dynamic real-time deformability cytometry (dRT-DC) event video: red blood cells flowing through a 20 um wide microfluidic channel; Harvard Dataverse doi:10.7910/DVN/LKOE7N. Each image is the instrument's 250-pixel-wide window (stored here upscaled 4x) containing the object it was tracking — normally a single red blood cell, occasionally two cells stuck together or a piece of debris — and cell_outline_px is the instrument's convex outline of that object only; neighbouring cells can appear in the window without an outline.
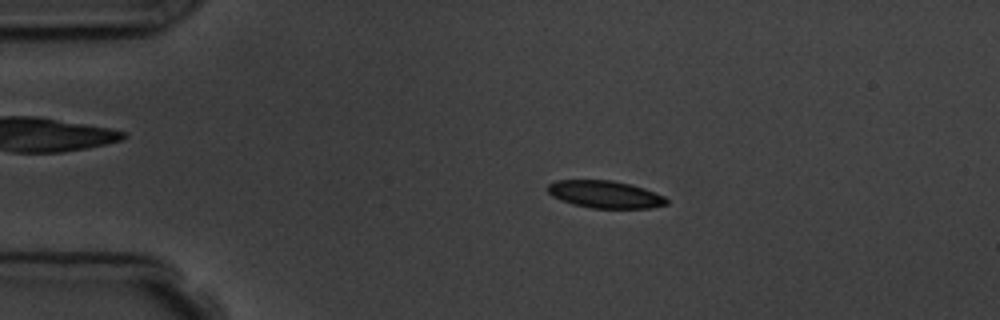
{"species": "common noctule bat (a hibernating species)", "species_latin": "Nyctalus noctula", "temperature_condition": "room temperature", "stored_images_in_passage": 14, "camera_frame_rate_fps": 3000, "um_per_image_px": 0.085, "animal": {"sex": "male", "body_mass_g": 19.5, "forearm_length_mm": 54.6}, "frame": {"image": 1, "passage_image": 3, "time_ms": 2.0, "image_size_px": [1000, 320], "cell_outline_px": [[668, 204], [652, 208], [592, 208], [572, 204], [560, 200], [552, 196], [548, 192], [548, 184], [556, 180], [612, 180], [644, 188], [664, 196], [668, 200]], "centroid_in_image_um": [51.42, 16.52], "position_along_channel_um": 33.6, "area_um2": 18.96}, "authors_computed_cell_mechanics": {"area_um2": 19.6231, "velocity_mm_per_s": 3.6695, "shape_relaxation_time_tau1_ms": 4.3188, "shape_relaxation_time_tau2_ms": 3.0941, "deformation_change_tau1": 0.0954, "deformation_change_tau2": 0.0467}}